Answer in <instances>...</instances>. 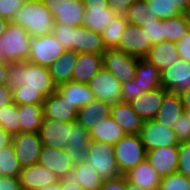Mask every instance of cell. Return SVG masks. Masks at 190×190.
<instances>
[{
	"label": "cell",
	"instance_id": "cell-51",
	"mask_svg": "<svg viewBox=\"0 0 190 190\" xmlns=\"http://www.w3.org/2000/svg\"><path fill=\"white\" fill-rule=\"evenodd\" d=\"M100 190H127V178L121 175L115 179L104 180Z\"/></svg>",
	"mask_w": 190,
	"mask_h": 190
},
{
	"label": "cell",
	"instance_id": "cell-5",
	"mask_svg": "<svg viewBox=\"0 0 190 190\" xmlns=\"http://www.w3.org/2000/svg\"><path fill=\"white\" fill-rule=\"evenodd\" d=\"M146 149L139 134L125 135L114 145V154L117 167L121 175L146 159Z\"/></svg>",
	"mask_w": 190,
	"mask_h": 190
},
{
	"label": "cell",
	"instance_id": "cell-48",
	"mask_svg": "<svg viewBox=\"0 0 190 190\" xmlns=\"http://www.w3.org/2000/svg\"><path fill=\"white\" fill-rule=\"evenodd\" d=\"M173 130L179 142L190 141V117L186 112L179 117Z\"/></svg>",
	"mask_w": 190,
	"mask_h": 190
},
{
	"label": "cell",
	"instance_id": "cell-27",
	"mask_svg": "<svg viewBox=\"0 0 190 190\" xmlns=\"http://www.w3.org/2000/svg\"><path fill=\"white\" fill-rule=\"evenodd\" d=\"M145 59L162 72L179 59L176 44L170 41H162L155 44L149 49Z\"/></svg>",
	"mask_w": 190,
	"mask_h": 190
},
{
	"label": "cell",
	"instance_id": "cell-46",
	"mask_svg": "<svg viewBox=\"0 0 190 190\" xmlns=\"http://www.w3.org/2000/svg\"><path fill=\"white\" fill-rule=\"evenodd\" d=\"M143 29L152 45L165 41L163 20L158 19L156 22L147 23L146 26H143Z\"/></svg>",
	"mask_w": 190,
	"mask_h": 190
},
{
	"label": "cell",
	"instance_id": "cell-22",
	"mask_svg": "<svg viewBox=\"0 0 190 190\" xmlns=\"http://www.w3.org/2000/svg\"><path fill=\"white\" fill-rule=\"evenodd\" d=\"M102 67L103 54L78 53L72 81L88 84Z\"/></svg>",
	"mask_w": 190,
	"mask_h": 190
},
{
	"label": "cell",
	"instance_id": "cell-58",
	"mask_svg": "<svg viewBox=\"0 0 190 190\" xmlns=\"http://www.w3.org/2000/svg\"><path fill=\"white\" fill-rule=\"evenodd\" d=\"M9 63H0V85H6V80L8 77Z\"/></svg>",
	"mask_w": 190,
	"mask_h": 190
},
{
	"label": "cell",
	"instance_id": "cell-30",
	"mask_svg": "<svg viewBox=\"0 0 190 190\" xmlns=\"http://www.w3.org/2000/svg\"><path fill=\"white\" fill-rule=\"evenodd\" d=\"M77 56V52L65 50L61 57L49 66L52 81L56 86L72 81Z\"/></svg>",
	"mask_w": 190,
	"mask_h": 190
},
{
	"label": "cell",
	"instance_id": "cell-16",
	"mask_svg": "<svg viewBox=\"0 0 190 190\" xmlns=\"http://www.w3.org/2000/svg\"><path fill=\"white\" fill-rule=\"evenodd\" d=\"M59 181L51 170L40 164L22 167L19 174L21 190H40Z\"/></svg>",
	"mask_w": 190,
	"mask_h": 190
},
{
	"label": "cell",
	"instance_id": "cell-26",
	"mask_svg": "<svg viewBox=\"0 0 190 190\" xmlns=\"http://www.w3.org/2000/svg\"><path fill=\"white\" fill-rule=\"evenodd\" d=\"M117 14L109 8V4L85 6L83 25L91 31L102 34Z\"/></svg>",
	"mask_w": 190,
	"mask_h": 190
},
{
	"label": "cell",
	"instance_id": "cell-25",
	"mask_svg": "<svg viewBox=\"0 0 190 190\" xmlns=\"http://www.w3.org/2000/svg\"><path fill=\"white\" fill-rule=\"evenodd\" d=\"M183 113L185 111L179 94L167 91L154 120L173 129Z\"/></svg>",
	"mask_w": 190,
	"mask_h": 190
},
{
	"label": "cell",
	"instance_id": "cell-7",
	"mask_svg": "<svg viewBox=\"0 0 190 190\" xmlns=\"http://www.w3.org/2000/svg\"><path fill=\"white\" fill-rule=\"evenodd\" d=\"M95 99L114 105L122 102L121 83L103 66L88 82Z\"/></svg>",
	"mask_w": 190,
	"mask_h": 190
},
{
	"label": "cell",
	"instance_id": "cell-61",
	"mask_svg": "<svg viewBox=\"0 0 190 190\" xmlns=\"http://www.w3.org/2000/svg\"><path fill=\"white\" fill-rule=\"evenodd\" d=\"M127 190H146L127 181Z\"/></svg>",
	"mask_w": 190,
	"mask_h": 190
},
{
	"label": "cell",
	"instance_id": "cell-59",
	"mask_svg": "<svg viewBox=\"0 0 190 190\" xmlns=\"http://www.w3.org/2000/svg\"><path fill=\"white\" fill-rule=\"evenodd\" d=\"M84 7L85 6H97V5H104L109 4L108 0H82Z\"/></svg>",
	"mask_w": 190,
	"mask_h": 190
},
{
	"label": "cell",
	"instance_id": "cell-21",
	"mask_svg": "<svg viewBox=\"0 0 190 190\" xmlns=\"http://www.w3.org/2000/svg\"><path fill=\"white\" fill-rule=\"evenodd\" d=\"M72 50L77 53L103 54L107 49L100 33L81 25L74 28Z\"/></svg>",
	"mask_w": 190,
	"mask_h": 190
},
{
	"label": "cell",
	"instance_id": "cell-19",
	"mask_svg": "<svg viewBox=\"0 0 190 190\" xmlns=\"http://www.w3.org/2000/svg\"><path fill=\"white\" fill-rule=\"evenodd\" d=\"M166 92L167 91L162 87L155 88L143 93L129 102V104L143 121L153 120L164 101V95Z\"/></svg>",
	"mask_w": 190,
	"mask_h": 190
},
{
	"label": "cell",
	"instance_id": "cell-20",
	"mask_svg": "<svg viewBox=\"0 0 190 190\" xmlns=\"http://www.w3.org/2000/svg\"><path fill=\"white\" fill-rule=\"evenodd\" d=\"M38 164L51 170L59 180L63 179L74 167V164L66 155L64 149L44 145L39 155Z\"/></svg>",
	"mask_w": 190,
	"mask_h": 190
},
{
	"label": "cell",
	"instance_id": "cell-11",
	"mask_svg": "<svg viewBox=\"0 0 190 190\" xmlns=\"http://www.w3.org/2000/svg\"><path fill=\"white\" fill-rule=\"evenodd\" d=\"M12 145L21 167L38 164L43 147L39 133L21 132L12 137Z\"/></svg>",
	"mask_w": 190,
	"mask_h": 190
},
{
	"label": "cell",
	"instance_id": "cell-15",
	"mask_svg": "<svg viewBox=\"0 0 190 190\" xmlns=\"http://www.w3.org/2000/svg\"><path fill=\"white\" fill-rule=\"evenodd\" d=\"M42 109L44 119H53L60 122H74L78 115V109L57 90L45 98Z\"/></svg>",
	"mask_w": 190,
	"mask_h": 190
},
{
	"label": "cell",
	"instance_id": "cell-55",
	"mask_svg": "<svg viewBox=\"0 0 190 190\" xmlns=\"http://www.w3.org/2000/svg\"><path fill=\"white\" fill-rule=\"evenodd\" d=\"M13 102L12 91L6 85H0V108Z\"/></svg>",
	"mask_w": 190,
	"mask_h": 190
},
{
	"label": "cell",
	"instance_id": "cell-29",
	"mask_svg": "<svg viewBox=\"0 0 190 190\" xmlns=\"http://www.w3.org/2000/svg\"><path fill=\"white\" fill-rule=\"evenodd\" d=\"M56 90L78 110L95 99L94 93L84 83L69 81L58 85Z\"/></svg>",
	"mask_w": 190,
	"mask_h": 190
},
{
	"label": "cell",
	"instance_id": "cell-49",
	"mask_svg": "<svg viewBox=\"0 0 190 190\" xmlns=\"http://www.w3.org/2000/svg\"><path fill=\"white\" fill-rule=\"evenodd\" d=\"M59 190H84L78 182V176L75 170L68 172L63 179L59 181Z\"/></svg>",
	"mask_w": 190,
	"mask_h": 190
},
{
	"label": "cell",
	"instance_id": "cell-2",
	"mask_svg": "<svg viewBox=\"0 0 190 190\" xmlns=\"http://www.w3.org/2000/svg\"><path fill=\"white\" fill-rule=\"evenodd\" d=\"M31 37L52 34L54 17L42 0H26L14 19Z\"/></svg>",
	"mask_w": 190,
	"mask_h": 190
},
{
	"label": "cell",
	"instance_id": "cell-8",
	"mask_svg": "<svg viewBox=\"0 0 190 190\" xmlns=\"http://www.w3.org/2000/svg\"><path fill=\"white\" fill-rule=\"evenodd\" d=\"M64 51L65 49L52 34L32 37L28 62L49 68Z\"/></svg>",
	"mask_w": 190,
	"mask_h": 190
},
{
	"label": "cell",
	"instance_id": "cell-33",
	"mask_svg": "<svg viewBox=\"0 0 190 190\" xmlns=\"http://www.w3.org/2000/svg\"><path fill=\"white\" fill-rule=\"evenodd\" d=\"M134 81L138 83L145 92H148L161 87V72L145 58H139Z\"/></svg>",
	"mask_w": 190,
	"mask_h": 190
},
{
	"label": "cell",
	"instance_id": "cell-10",
	"mask_svg": "<svg viewBox=\"0 0 190 190\" xmlns=\"http://www.w3.org/2000/svg\"><path fill=\"white\" fill-rule=\"evenodd\" d=\"M59 24L78 27L83 25L85 7L82 0H42Z\"/></svg>",
	"mask_w": 190,
	"mask_h": 190
},
{
	"label": "cell",
	"instance_id": "cell-32",
	"mask_svg": "<svg viewBox=\"0 0 190 190\" xmlns=\"http://www.w3.org/2000/svg\"><path fill=\"white\" fill-rule=\"evenodd\" d=\"M91 139L115 145L126 134L123 129L109 116L98 122V125L90 131Z\"/></svg>",
	"mask_w": 190,
	"mask_h": 190
},
{
	"label": "cell",
	"instance_id": "cell-52",
	"mask_svg": "<svg viewBox=\"0 0 190 190\" xmlns=\"http://www.w3.org/2000/svg\"><path fill=\"white\" fill-rule=\"evenodd\" d=\"M136 0H108L109 8L117 15H124Z\"/></svg>",
	"mask_w": 190,
	"mask_h": 190
},
{
	"label": "cell",
	"instance_id": "cell-18",
	"mask_svg": "<svg viewBox=\"0 0 190 190\" xmlns=\"http://www.w3.org/2000/svg\"><path fill=\"white\" fill-rule=\"evenodd\" d=\"M91 134L77 121L71 122L69 142L65 146V153L75 165L87 158V148L90 145Z\"/></svg>",
	"mask_w": 190,
	"mask_h": 190
},
{
	"label": "cell",
	"instance_id": "cell-47",
	"mask_svg": "<svg viewBox=\"0 0 190 190\" xmlns=\"http://www.w3.org/2000/svg\"><path fill=\"white\" fill-rule=\"evenodd\" d=\"M143 93H145V91L138 83H135L134 79L129 82H124L121 85L122 102L129 103Z\"/></svg>",
	"mask_w": 190,
	"mask_h": 190
},
{
	"label": "cell",
	"instance_id": "cell-6",
	"mask_svg": "<svg viewBox=\"0 0 190 190\" xmlns=\"http://www.w3.org/2000/svg\"><path fill=\"white\" fill-rule=\"evenodd\" d=\"M139 58L117 49L103 53V66L122 84L135 78Z\"/></svg>",
	"mask_w": 190,
	"mask_h": 190
},
{
	"label": "cell",
	"instance_id": "cell-43",
	"mask_svg": "<svg viewBox=\"0 0 190 190\" xmlns=\"http://www.w3.org/2000/svg\"><path fill=\"white\" fill-rule=\"evenodd\" d=\"M74 28V26L54 22L52 35L57 39V41L65 50H72Z\"/></svg>",
	"mask_w": 190,
	"mask_h": 190
},
{
	"label": "cell",
	"instance_id": "cell-50",
	"mask_svg": "<svg viewBox=\"0 0 190 190\" xmlns=\"http://www.w3.org/2000/svg\"><path fill=\"white\" fill-rule=\"evenodd\" d=\"M175 44L179 58L190 62V31L181 39H179Z\"/></svg>",
	"mask_w": 190,
	"mask_h": 190
},
{
	"label": "cell",
	"instance_id": "cell-35",
	"mask_svg": "<svg viewBox=\"0 0 190 190\" xmlns=\"http://www.w3.org/2000/svg\"><path fill=\"white\" fill-rule=\"evenodd\" d=\"M127 22L138 27L146 26L147 23L156 22L158 18L153 13L146 0H136L124 14Z\"/></svg>",
	"mask_w": 190,
	"mask_h": 190
},
{
	"label": "cell",
	"instance_id": "cell-39",
	"mask_svg": "<svg viewBox=\"0 0 190 190\" xmlns=\"http://www.w3.org/2000/svg\"><path fill=\"white\" fill-rule=\"evenodd\" d=\"M21 169L12 143L3 147L0 150V176L19 177Z\"/></svg>",
	"mask_w": 190,
	"mask_h": 190
},
{
	"label": "cell",
	"instance_id": "cell-14",
	"mask_svg": "<svg viewBox=\"0 0 190 190\" xmlns=\"http://www.w3.org/2000/svg\"><path fill=\"white\" fill-rule=\"evenodd\" d=\"M146 160L160 178L176 173L179 162L178 146L158 147L147 151Z\"/></svg>",
	"mask_w": 190,
	"mask_h": 190
},
{
	"label": "cell",
	"instance_id": "cell-41",
	"mask_svg": "<svg viewBox=\"0 0 190 190\" xmlns=\"http://www.w3.org/2000/svg\"><path fill=\"white\" fill-rule=\"evenodd\" d=\"M153 16L160 20H165L181 14L176 8H173L168 0H146Z\"/></svg>",
	"mask_w": 190,
	"mask_h": 190
},
{
	"label": "cell",
	"instance_id": "cell-54",
	"mask_svg": "<svg viewBox=\"0 0 190 190\" xmlns=\"http://www.w3.org/2000/svg\"><path fill=\"white\" fill-rule=\"evenodd\" d=\"M173 8H176L181 14L190 12V0H168Z\"/></svg>",
	"mask_w": 190,
	"mask_h": 190
},
{
	"label": "cell",
	"instance_id": "cell-53",
	"mask_svg": "<svg viewBox=\"0 0 190 190\" xmlns=\"http://www.w3.org/2000/svg\"><path fill=\"white\" fill-rule=\"evenodd\" d=\"M0 190H21L19 177L0 176Z\"/></svg>",
	"mask_w": 190,
	"mask_h": 190
},
{
	"label": "cell",
	"instance_id": "cell-57",
	"mask_svg": "<svg viewBox=\"0 0 190 190\" xmlns=\"http://www.w3.org/2000/svg\"><path fill=\"white\" fill-rule=\"evenodd\" d=\"M12 143V136L0 127V150Z\"/></svg>",
	"mask_w": 190,
	"mask_h": 190
},
{
	"label": "cell",
	"instance_id": "cell-56",
	"mask_svg": "<svg viewBox=\"0 0 190 190\" xmlns=\"http://www.w3.org/2000/svg\"><path fill=\"white\" fill-rule=\"evenodd\" d=\"M181 98V102L184 108V111L189 115L190 117V88L186 91H183L179 94Z\"/></svg>",
	"mask_w": 190,
	"mask_h": 190
},
{
	"label": "cell",
	"instance_id": "cell-12",
	"mask_svg": "<svg viewBox=\"0 0 190 190\" xmlns=\"http://www.w3.org/2000/svg\"><path fill=\"white\" fill-rule=\"evenodd\" d=\"M143 27L127 24L121 35L117 50L123 51L138 58H145L152 47Z\"/></svg>",
	"mask_w": 190,
	"mask_h": 190
},
{
	"label": "cell",
	"instance_id": "cell-23",
	"mask_svg": "<svg viewBox=\"0 0 190 190\" xmlns=\"http://www.w3.org/2000/svg\"><path fill=\"white\" fill-rule=\"evenodd\" d=\"M110 116L126 135L139 134L144 124V121L134 112L132 106L126 102L111 105Z\"/></svg>",
	"mask_w": 190,
	"mask_h": 190
},
{
	"label": "cell",
	"instance_id": "cell-63",
	"mask_svg": "<svg viewBox=\"0 0 190 190\" xmlns=\"http://www.w3.org/2000/svg\"><path fill=\"white\" fill-rule=\"evenodd\" d=\"M3 62H5V61H4L3 53L0 50V63H3Z\"/></svg>",
	"mask_w": 190,
	"mask_h": 190
},
{
	"label": "cell",
	"instance_id": "cell-37",
	"mask_svg": "<svg viewBox=\"0 0 190 190\" xmlns=\"http://www.w3.org/2000/svg\"><path fill=\"white\" fill-rule=\"evenodd\" d=\"M76 175L78 176L79 185L84 190H100L104 180L96 173V171L82 161L74 165Z\"/></svg>",
	"mask_w": 190,
	"mask_h": 190
},
{
	"label": "cell",
	"instance_id": "cell-24",
	"mask_svg": "<svg viewBox=\"0 0 190 190\" xmlns=\"http://www.w3.org/2000/svg\"><path fill=\"white\" fill-rule=\"evenodd\" d=\"M111 105L94 99L78 110L76 121L89 132L98 125L100 120L109 117Z\"/></svg>",
	"mask_w": 190,
	"mask_h": 190
},
{
	"label": "cell",
	"instance_id": "cell-38",
	"mask_svg": "<svg viewBox=\"0 0 190 190\" xmlns=\"http://www.w3.org/2000/svg\"><path fill=\"white\" fill-rule=\"evenodd\" d=\"M0 127L12 137L20 133L18 105L11 102L0 108Z\"/></svg>",
	"mask_w": 190,
	"mask_h": 190
},
{
	"label": "cell",
	"instance_id": "cell-34",
	"mask_svg": "<svg viewBox=\"0 0 190 190\" xmlns=\"http://www.w3.org/2000/svg\"><path fill=\"white\" fill-rule=\"evenodd\" d=\"M165 41L176 43L184 35L190 31V19L187 14H179L177 16L163 20Z\"/></svg>",
	"mask_w": 190,
	"mask_h": 190
},
{
	"label": "cell",
	"instance_id": "cell-17",
	"mask_svg": "<svg viewBox=\"0 0 190 190\" xmlns=\"http://www.w3.org/2000/svg\"><path fill=\"white\" fill-rule=\"evenodd\" d=\"M70 131L71 122L44 119L38 133L44 146L65 149L69 142Z\"/></svg>",
	"mask_w": 190,
	"mask_h": 190
},
{
	"label": "cell",
	"instance_id": "cell-13",
	"mask_svg": "<svg viewBox=\"0 0 190 190\" xmlns=\"http://www.w3.org/2000/svg\"><path fill=\"white\" fill-rule=\"evenodd\" d=\"M161 87L180 94L190 88V62L178 59L172 66L161 72Z\"/></svg>",
	"mask_w": 190,
	"mask_h": 190
},
{
	"label": "cell",
	"instance_id": "cell-4",
	"mask_svg": "<svg viewBox=\"0 0 190 190\" xmlns=\"http://www.w3.org/2000/svg\"><path fill=\"white\" fill-rule=\"evenodd\" d=\"M85 161L102 180L115 179L121 176L116 164L114 145L92 140L87 148Z\"/></svg>",
	"mask_w": 190,
	"mask_h": 190
},
{
	"label": "cell",
	"instance_id": "cell-42",
	"mask_svg": "<svg viewBox=\"0 0 190 190\" xmlns=\"http://www.w3.org/2000/svg\"><path fill=\"white\" fill-rule=\"evenodd\" d=\"M159 190H190V177L173 173L161 178Z\"/></svg>",
	"mask_w": 190,
	"mask_h": 190
},
{
	"label": "cell",
	"instance_id": "cell-45",
	"mask_svg": "<svg viewBox=\"0 0 190 190\" xmlns=\"http://www.w3.org/2000/svg\"><path fill=\"white\" fill-rule=\"evenodd\" d=\"M26 0H0V17L11 22Z\"/></svg>",
	"mask_w": 190,
	"mask_h": 190
},
{
	"label": "cell",
	"instance_id": "cell-60",
	"mask_svg": "<svg viewBox=\"0 0 190 190\" xmlns=\"http://www.w3.org/2000/svg\"><path fill=\"white\" fill-rule=\"evenodd\" d=\"M9 23H10L9 21H7L6 19H3V18L0 17V37L4 34V32L7 29Z\"/></svg>",
	"mask_w": 190,
	"mask_h": 190
},
{
	"label": "cell",
	"instance_id": "cell-1",
	"mask_svg": "<svg viewBox=\"0 0 190 190\" xmlns=\"http://www.w3.org/2000/svg\"><path fill=\"white\" fill-rule=\"evenodd\" d=\"M6 86L11 91L20 87L21 89L37 90L45 98L57 89L48 67L28 61L9 63Z\"/></svg>",
	"mask_w": 190,
	"mask_h": 190
},
{
	"label": "cell",
	"instance_id": "cell-9",
	"mask_svg": "<svg viewBox=\"0 0 190 190\" xmlns=\"http://www.w3.org/2000/svg\"><path fill=\"white\" fill-rule=\"evenodd\" d=\"M139 136L146 151L158 147L178 146L180 143L172 128L165 124L161 125L154 119L144 121Z\"/></svg>",
	"mask_w": 190,
	"mask_h": 190
},
{
	"label": "cell",
	"instance_id": "cell-62",
	"mask_svg": "<svg viewBox=\"0 0 190 190\" xmlns=\"http://www.w3.org/2000/svg\"><path fill=\"white\" fill-rule=\"evenodd\" d=\"M40 190H59V183L51 184L48 187L41 188Z\"/></svg>",
	"mask_w": 190,
	"mask_h": 190
},
{
	"label": "cell",
	"instance_id": "cell-40",
	"mask_svg": "<svg viewBox=\"0 0 190 190\" xmlns=\"http://www.w3.org/2000/svg\"><path fill=\"white\" fill-rule=\"evenodd\" d=\"M13 102L19 105L43 104L45 97L37 90L17 88L12 91Z\"/></svg>",
	"mask_w": 190,
	"mask_h": 190
},
{
	"label": "cell",
	"instance_id": "cell-36",
	"mask_svg": "<svg viewBox=\"0 0 190 190\" xmlns=\"http://www.w3.org/2000/svg\"><path fill=\"white\" fill-rule=\"evenodd\" d=\"M128 24L124 15H117L111 20L109 25L101 34L103 44L106 49H117L119 46L120 38L126 25Z\"/></svg>",
	"mask_w": 190,
	"mask_h": 190
},
{
	"label": "cell",
	"instance_id": "cell-31",
	"mask_svg": "<svg viewBox=\"0 0 190 190\" xmlns=\"http://www.w3.org/2000/svg\"><path fill=\"white\" fill-rule=\"evenodd\" d=\"M20 133H38L43 123L42 104H26L18 106Z\"/></svg>",
	"mask_w": 190,
	"mask_h": 190
},
{
	"label": "cell",
	"instance_id": "cell-44",
	"mask_svg": "<svg viewBox=\"0 0 190 190\" xmlns=\"http://www.w3.org/2000/svg\"><path fill=\"white\" fill-rule=\"evenodd\" d=\"M179 162L177 173L190 177V141L178 145Z\"/></svg>",
	"mask_w": 190,
	"mask_h": 190
},
{
	"label": "cell",
	"instance_id": "cell-3",
	"mask_svg": "<svg viewBox=\"0 0 190 190\" xmlns=\"http://www.w3.org/2000/svg\"><path fill=\"white\" fill-rule=\"evenodd\" d=\"M32 37L19 25L11 21L0 37V50L8 63L25 62L30 56Z\"/></svg>",
	"mask_w": 190,
	"mask_h": 190
},
{
	"label": "cell",
	"instance_id": "cell-28",
	"mask_svg": "<svg viewBox=\"0 0 190 190\" xmlns=\"http://www.w3.org/2000/svg\"><path fill=\"white\" fill-rule=\"evenodd\" d=\"M127 181L146 190H159L161 178L145 159L125 174Z\"/></svg>",
	"mask_w": 190,
	"mask_h": 190
}]
</instances>
